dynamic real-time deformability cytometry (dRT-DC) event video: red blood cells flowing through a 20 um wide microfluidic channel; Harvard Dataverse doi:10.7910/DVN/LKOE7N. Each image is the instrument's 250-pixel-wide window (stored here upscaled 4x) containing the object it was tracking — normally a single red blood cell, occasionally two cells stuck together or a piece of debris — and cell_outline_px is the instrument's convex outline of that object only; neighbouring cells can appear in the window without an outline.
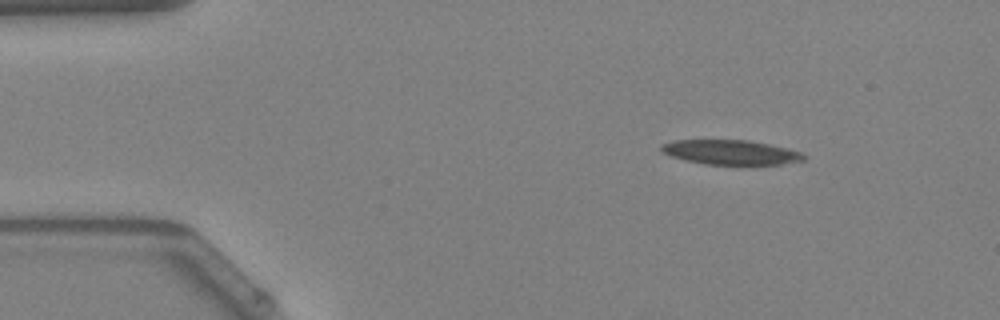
{"species": "Egyptian fruit bat (a non-hibernating species)", "species_latin": "Rousettus aegyptiacus", "temperature_condition": "warm", "stored_images_in_passage": 46, "camera_frame_rate_fps": 3000, "um_per_image_px": 0.085, "animal": {"sex": "female"}, "frame": {"image": 1, "passage_image": 1, "time_ms": 0.0, "image_size_px": [1000, 320], "cell_outline_px": [[808, 156], [804, 160], [780, 164], [708, 164], [688, 160], [672, 156], [664, 152], [660, 148], [660, 144], [672, 140], [748, 140], [768, 144], [800, 152]], "centroid_in_image_um": [62.11, 12.93], "position_along_channel_um": 22.9, "area_um2": 20.06}}
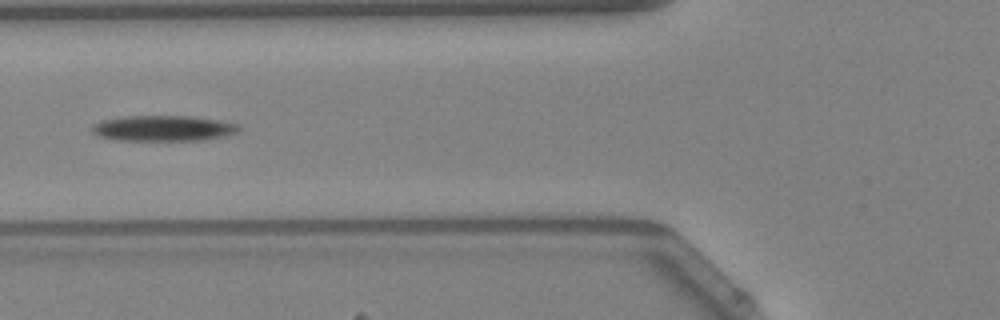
{"frame": {"image": 2, "passage_image": 14, "time_ms": 4.333, "image_size_px": [1000, 320], "cell_outline_px": [[240, 128], [236, 132], [224, 136], [208, 140], [112, 140], [96, 136], [92, 132], [92, 128], [96, 124], [104, 120], [124, 116], [188, 116], [220, 120], [240, 124]], "centroid_in_image_um": [13.89, 10.91], "position_along_channel_um": 111.9, "area_um2": 21.96}}
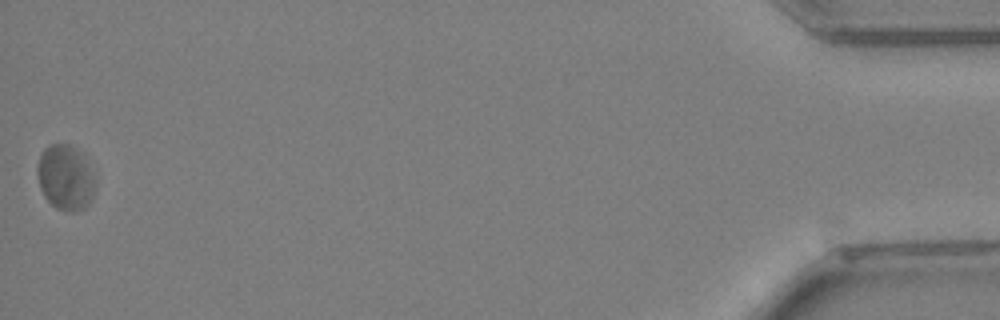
{"frame": {"image": 3, "passage_image": 46, "time_ms": 15.0, "image_size_px": [1000, 320], "cell_outline_px": [[96, 176], [92, 196], [88, 204], [84, 208], [72, 212], [56, 208], [44, 196], [40, 188], [36, 172], [36, 168], [40, 156], [44, 148], [48, 144], [72, 144], [80, 152]], "centroid_in_image_um": [5.55, 15.07], "position_along_channel_um": 429.6, "area_um2": 22.08}, "authors_computed_cell_mechanics": {"area_um2": 21.2993, "velocity_mm_per_s": 3.884, "shape_relaxation_time_tau1_ms": null, "shape_relaxation_time_tau2_ms": 4.5483, "deformation_change_tau1": null, "deformation_change_tau2": 0.0677}}